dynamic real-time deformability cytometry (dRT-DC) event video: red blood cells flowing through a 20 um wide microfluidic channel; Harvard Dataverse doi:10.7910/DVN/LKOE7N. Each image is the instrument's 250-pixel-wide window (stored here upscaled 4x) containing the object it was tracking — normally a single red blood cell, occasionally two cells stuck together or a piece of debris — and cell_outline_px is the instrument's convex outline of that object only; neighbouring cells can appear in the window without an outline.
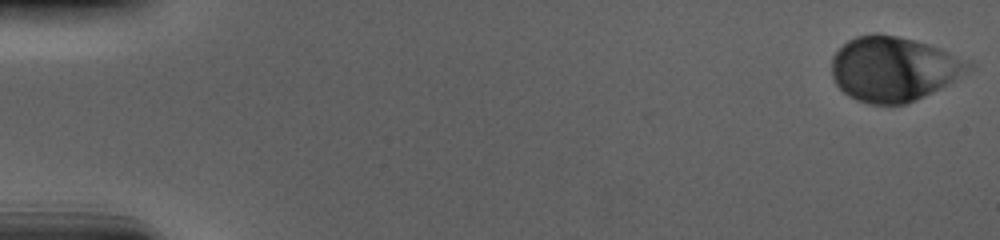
{"species": "human", "species_latin": "Homo sapiens", "temperature_condition": "cold", "stored_images_in_passage": 57, "camera_frame_rate_fps": 3000, "um_per_image_px": 0.085, "donor": {"sex": "male"}, "frame": {"image": 1, "passage_image": 1, "time_ms": 0.0, "image_size_px": [1000, 240], "cell_outline_px": [[976, 68], [940, 88], [916, 100], [904, 104], [868, 104], [856, 100], [848, 96], [836, 84], [832, 76], [832, 56], [848, 40], [856, 36], [896, 36], [928, 44], [940, 48], [972, 60], [976, 64]], "centroid_in_image_um": [76.02, 5.88], "position_along_channel_um": 9.0, "area_um2": 51.44}}
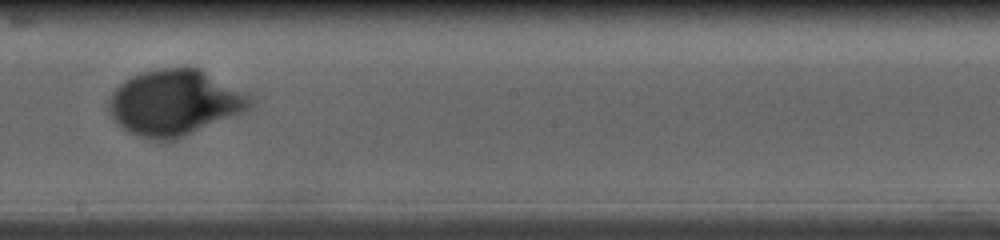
{"frame": {"image": 2, "passage_image": 33, "time_ms": 10.667, "image_size_px": [1000, 240], "cell_outline_px": [[256, 96], [252, 104], [248, 108], [240, 112], [176, 140], [152, 140], [136, 136], [128, 132], [116, 124], [108, 112], [108, 100], [112, 92], [124, 80], [132, 76], [144, 72], [160, 68], [200, 68]], "centroid_in_image_um": [14.83, 8.72], "position_along_channel_um": 233.4, "area_um2": 54.39}}
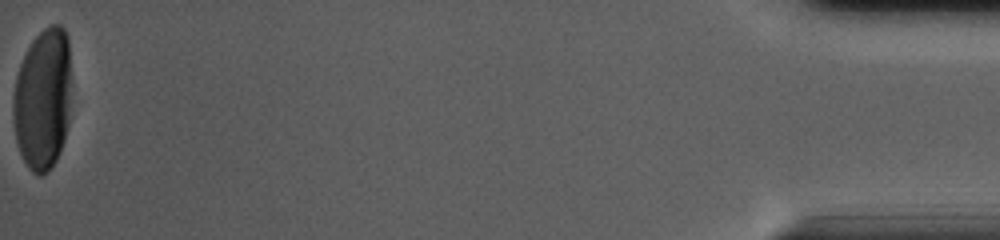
{"frame": {"image": 3, "passage_image": 57, "time_ms": 18.667, "image_size_px": [1000, 240], "cell_outline_px": [[68, 124], [64, 140], [60, 152], [56, 160], [48, 172], [40, 176], [36, 176], [28, 168], [20, 152], [16, 140], [12, 116], [12, 96], [16, 76], [20, 64], [32, 40], [44, 28], [52, 24], [60, 24], [64, 28], [68, 36]], "centroid_in_image_um": [3.59, 8.46], "position_along_channel_um": 431.6, "area_um2": 47.86}}